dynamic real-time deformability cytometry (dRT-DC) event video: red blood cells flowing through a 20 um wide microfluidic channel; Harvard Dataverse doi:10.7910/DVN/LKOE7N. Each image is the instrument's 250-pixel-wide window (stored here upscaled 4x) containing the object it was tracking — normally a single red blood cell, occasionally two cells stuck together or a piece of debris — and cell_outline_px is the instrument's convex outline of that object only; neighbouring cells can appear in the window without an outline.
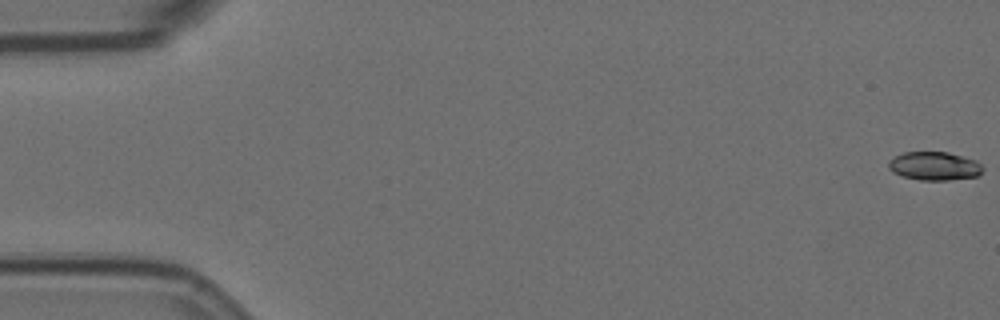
{"species": "Egyptian fruit bat (a non-hibernating species)", "species_latin": "Rousettus aegyptiacus", "temperature_condition": "room temperature", "stored_images_in_passage": 57, "camera_frame_rate_fps": 3000, "um_per_image_px": 0.085, "animal": {"sex": "female"}, "frame": {"image": 1, "passage_image": 1, "time_ms": 0.0, "image_size_px": [1000, 320], "cell_outline_px": [[984, 168], [976, 176], [948, 180], [920, 180], [904, 176], [892, 172], [888, 168], [888, 160], [904, 152], [948, 152], [976, 160]], "centroid_in_image_um": [79.4, 14.1], "position_along_channel_um": 5.6, "area_um2": 15.55}}
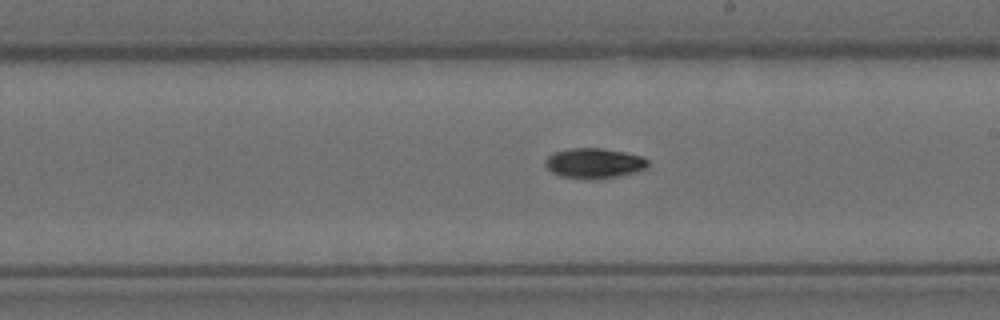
{"frame": {"image": 2, "passage_image": 33, "time_ms": 10.667, "image_size_px": [1000, 320], "cell_outline_px": [[648, 164], [644, 168], [636, 172], [616, 176], [592, 180], [588, 180], [560, 176], [552, 172], [544, 164], [544, 160], [552, 152], [572, 148], [600, 148], [624, 152], [644, 156], [648, 160]], "centroid_in_image_um": [50.47, 13.87], "position_along_channel_um": 238.5, "area_um2": 18.15}}
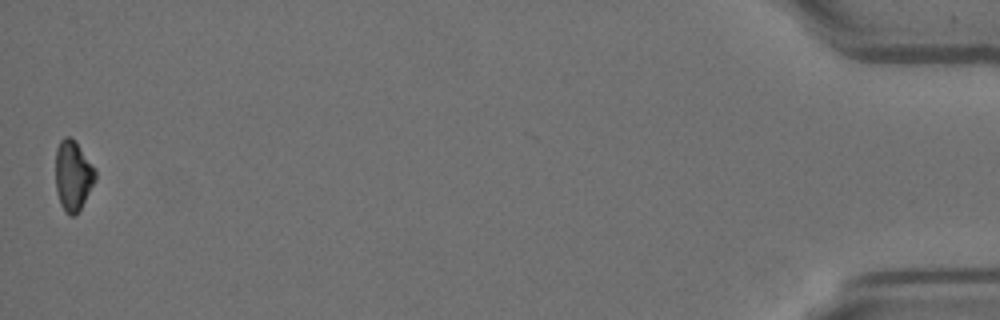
{"frame": {"image": 3, "passage_image": 57, "time_ms": 18.667, "image_size_px": [1000, 320], "cell_outline_px": [[96, 180], [76, 216], [68, 216], [64, 212], [60, 204], [56, 192], [56, 148], [60, 140], [64, 136], [68, 136], [76, 144], [96, 168]], "centroid_in_image_um": [6.2, 14.98], "position_along_channel_um": 429.0, "area_um2": 16.3}}